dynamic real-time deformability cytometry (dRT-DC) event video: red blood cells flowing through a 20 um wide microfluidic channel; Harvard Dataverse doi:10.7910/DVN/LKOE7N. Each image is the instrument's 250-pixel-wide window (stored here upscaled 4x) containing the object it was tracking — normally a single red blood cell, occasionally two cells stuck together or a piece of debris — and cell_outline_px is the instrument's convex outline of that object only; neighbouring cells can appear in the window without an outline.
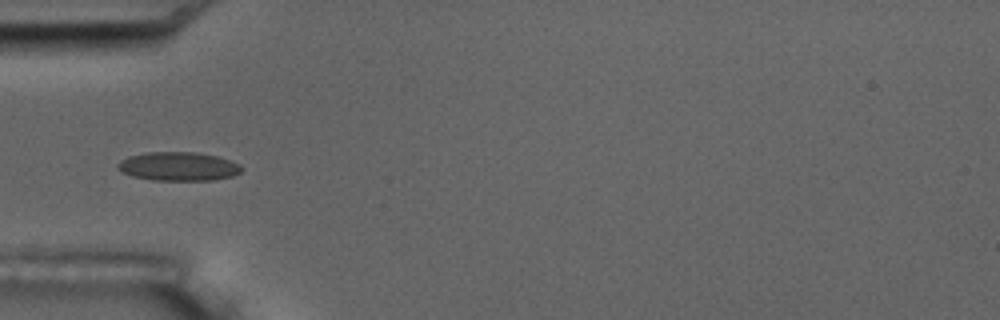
{"species": "common noctule bat (a hibernating species)", "species_latin": "Nyctalus noctula", "temperature_condition": "room temperature", "stored_images_in_passage": 10, "camera_frame_rate_fps": 3000, "um_per_image_px": 0.085, "animal": {"sex": "male", "body_mass_g": 17.5, "forearm_length_mm": 52.3}, "frame": {"image": 1, "passage_image": 5, "time_ms": 4.667, "image_size_px": [1000, 320], "cell_outline_px": [[244, 168], [240, 172], [232, 176], [212, 180], [152, 180], [132, 176], [120, 172], [116, 168], [116, 164], [120, 160], [128, 156], [148, 152], [196, 152], [220, 156], [240, 164]], "centroid_in_image_um": [15.15, 14.14], "position_along_channel_um": 69.9, "area_um2": 21.04}}